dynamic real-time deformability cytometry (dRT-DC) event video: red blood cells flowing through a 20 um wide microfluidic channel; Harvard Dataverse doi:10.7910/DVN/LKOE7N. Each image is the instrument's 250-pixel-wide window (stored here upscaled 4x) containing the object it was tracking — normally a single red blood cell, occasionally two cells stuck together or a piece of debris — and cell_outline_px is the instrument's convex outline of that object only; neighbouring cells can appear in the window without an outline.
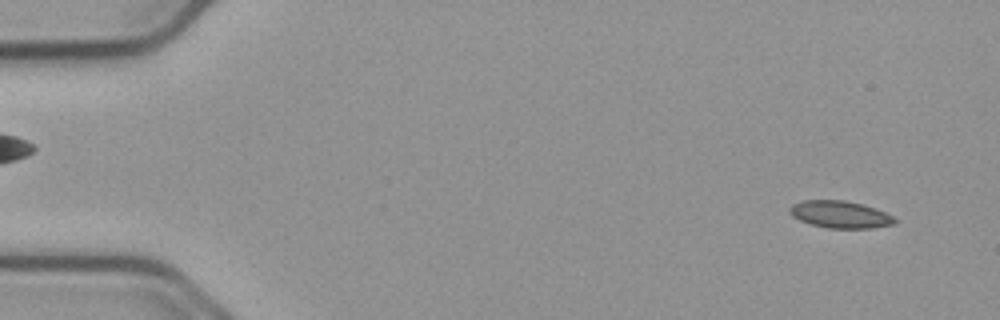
{"species": "common noctule bat (a hibernating species)", "species_latin": "Nyctalus noctula", "temperature_condition": "cold", "stored_images_in_passage": 54, "camera_frame_rate_fps": 3000, "um_per_image_px": 0.085, "animal": {"sex": "male", "body_mass_g": 23.1, "forearm_length_mm": 52.7}, "frame": {"image": 1, "passage_image": 3, "time_ms": 0.667, "image_size_px": [1000, 320], "cell_outline_px": [[896, 224], [872, 228], [828, 228], [812, 224], [800, 220], [792, 216], [788, 212], [788, 208], [792, 204], [800, 200], [844, 200], [864, 204], [876, 208], [892, 216], [896, 220]], "centroid_in_image_um": [71.39, 18.22], "position_along_channel_um": 13.6, "area_um2": 16.76}}
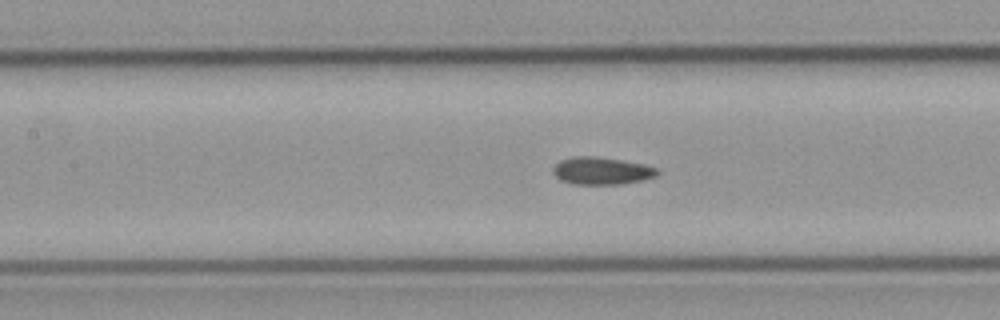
{"frame": {"image": 2, "passage_image": 24, "time_ms": 7.667, "image_size_px": [1000, 320], "cell_outline_px": [[660, 172], [656, 176], [644, 180], [620, 184], [572, 184], [560, 180], [552, 172], [552, 168], [560, 160], [572, 156], [592, 156], [620, 160], [644, 164], [656, 168]], "centroid_in_image_um": [51.12, 14.52], "position_along_channel_um": 156.3, "area_um2": 16.7}}
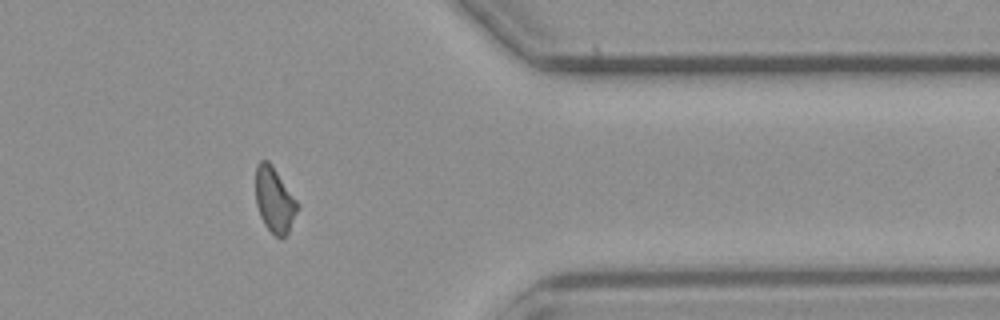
{"frame": {"image": 3, "passage_image": 44, "time_ms": 14.333, "image_size_px": [1000, 320], "cell_outline_px": [[300, 204], [288, 232], [280, 240], [264, 224], [260, 216], [256, 204], [256, 164], [260, 160], [268, 160], [272, 164]], "centroid_in_image_um": [23.33, 16.97], "position_along_channel_um": 388.1, "area_um2": 15.95}, "authors_computed_cell_mechanics": {"area_um2": 16.4441, "velocity_mm_per_s": 3.7423, "shape_relaxation_time_tau1_ms": 10.278, "shape_relaxation_time_tau2_ms": 4.367, "deformation_change_tau1": 0.1686, "deformation_change_tau2": 0.0998}}